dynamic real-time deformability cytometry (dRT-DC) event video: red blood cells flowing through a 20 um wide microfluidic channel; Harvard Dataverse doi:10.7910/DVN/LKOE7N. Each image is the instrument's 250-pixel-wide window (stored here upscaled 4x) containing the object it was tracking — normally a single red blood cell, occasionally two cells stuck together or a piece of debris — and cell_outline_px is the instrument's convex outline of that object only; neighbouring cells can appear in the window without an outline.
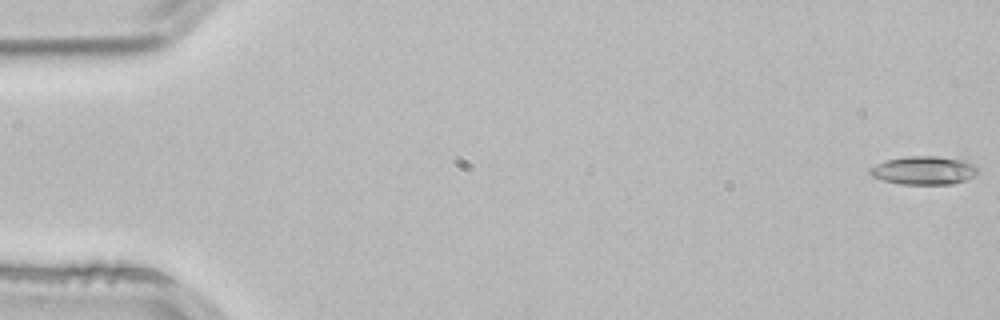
{"species": "common noctule bat (a hibernating species)", "species_latin": "Nyctalus noctula", "temperature_condition": "room temperature", "stored_images_in_passage": 5, "segment_of_instrument_passage": [1, 2], "camera_frame_rate_fps": 3000, "um_per_image_px": 0.085, "animal": {"sex": "male", "body_mass_g": 21.5, "forearm_length_mm": 52.0}, "frame": {"image": 1, "passage_image": 1, "time_ms": 0.0, "image_size_px": [1000, 320], "cell_outline_px": [[976, 176], [952, 184], [900, 184], [884, 180], [872, 176], [868, 172], [868, 168], [884, 160], [904, 156], [936, 156], [968, 160], [976, 168]], "centroid_in_image_um": [78.5, 14.47], "position_along_channel_um": 6.5, "area_um2": 17.98}}
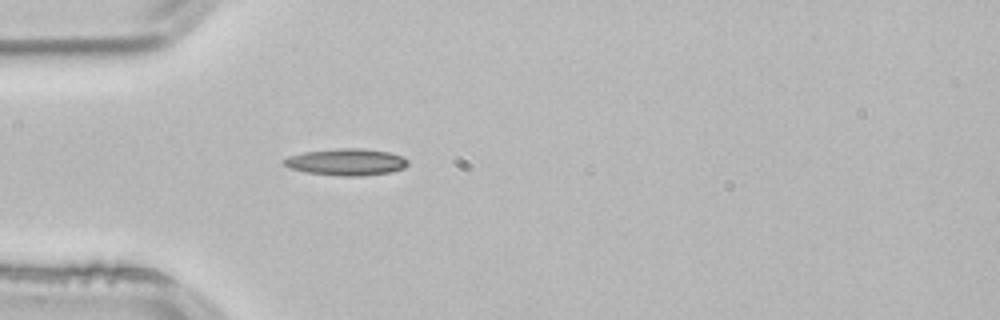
{"frame": {"image": 2, "passage_image": 4, "time_ms": 1.0, "image_size_px": [1000, 320], "cell_outline_px": [[408, 164], [404, 168], [388, 172], [360, 176], [340, 176], [308, 172], [288, 168], [280, 160], [288, 156], [304, 152], [344, 148], [360, 148], [388, 152], [400, 156], [408, 160]], "centroid_in_image_um": [29.39, 13.77], "position_along_channel_um": 55.6, "area_um2": 19.13}}